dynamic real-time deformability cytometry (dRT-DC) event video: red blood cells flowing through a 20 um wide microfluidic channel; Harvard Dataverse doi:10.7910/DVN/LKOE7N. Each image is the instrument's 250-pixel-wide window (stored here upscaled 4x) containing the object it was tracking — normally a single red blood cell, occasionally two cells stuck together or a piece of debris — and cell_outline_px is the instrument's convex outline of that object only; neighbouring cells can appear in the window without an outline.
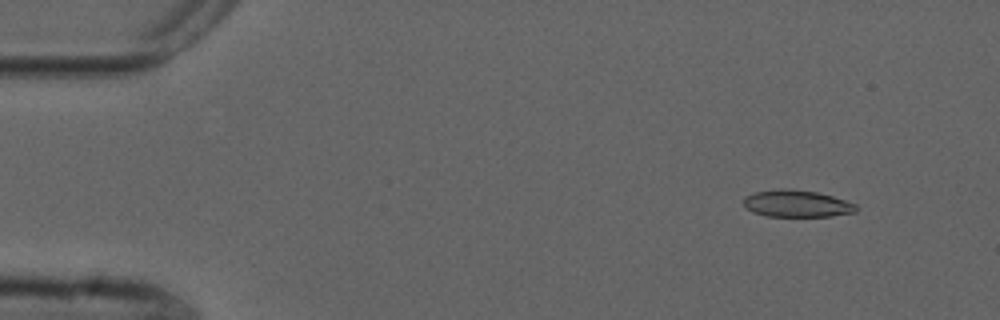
{"species": "common noctule bat (a hibernating species)", "species_latin": "Nyctalus noctula", "temperature_condition": "cold", "stored_images_in_passage": 54, "camera_frame_rate_fps": 3000, "um_per_image_px": 0.085, "animal": {"sex": "male", "forearm_length_mm": 52.5}, "frame": {"image": 1, "passage_image": 5, "time_ms": 1.333, "image_size_px": [1000, 320], "cell_outline_px": [[856, 212], [832, 216], [768, 216], [752, 212], [744, 208], [744, 196], [756, 192], [780, 188], [816, 192], [832, 196], [856, 204]], "centroid_in_image_um": [67.69, 17.31], "position_along_channel_um": 17.3, "area_um2": 17.57}}
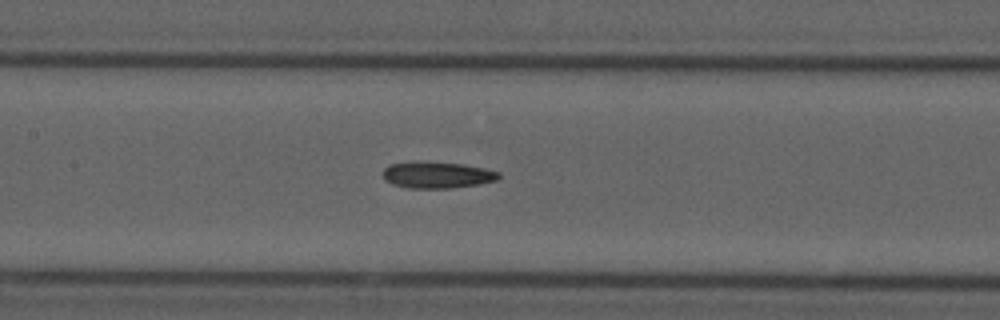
{"frame": {"image": 2, "passage_image": 25, "time_ms": 8.0, "image_size_px": [1000, 320], "cell_outline_px": [[500, 176], [496, 180], [480, 184], [452, 188], [408, 188], [392, 184], [384, 180], [384, 168], [388, 164], [464, 164], [484, 168], [500, 172]], "centroid_in_image_um": [37.21, 14.92], "position_along_channel_um": 170.2, "area_um2": 17.11}}
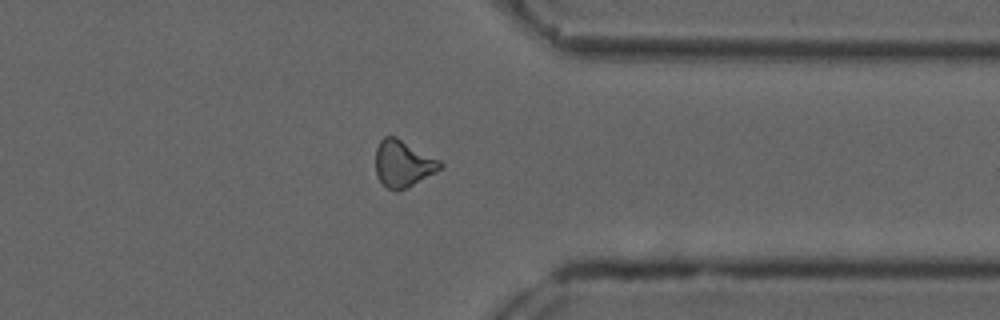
{"frame": {"image": 3, "passage_image": 42, "time_ms": 13.667, "image_size_px": [1000, 320], "cell_outline_px": [[444, 164], [436, 172], [396, 192], [388, 188], [376, 176], [376, 148], [380, 140], [384, 136], [396, 136], [440, 160]], "centroid_in_image_um": [34.24, 13.88], "position_along_channel_um": 377.2, "area_um2": 17.4}}